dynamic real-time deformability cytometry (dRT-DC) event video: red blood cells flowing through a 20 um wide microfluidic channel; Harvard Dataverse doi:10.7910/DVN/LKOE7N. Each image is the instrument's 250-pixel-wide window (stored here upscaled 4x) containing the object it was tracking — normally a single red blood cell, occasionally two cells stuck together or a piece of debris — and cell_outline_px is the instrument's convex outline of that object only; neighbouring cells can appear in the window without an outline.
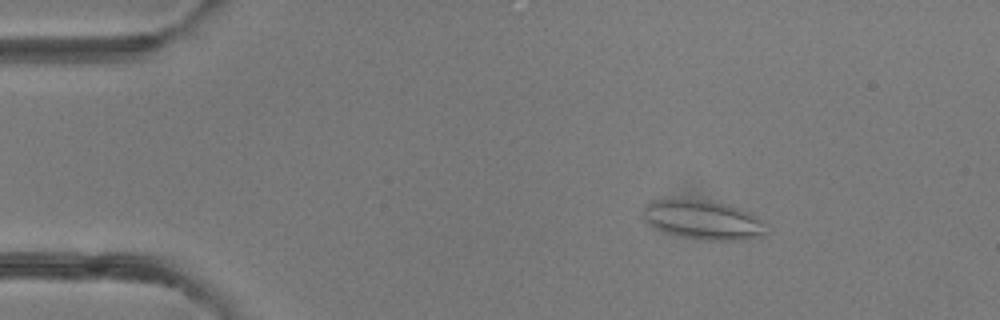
{"species": "common noctule bat (a hibernating species)", "species_latin": "Nyctalus noctula", "temperature_condition": "room temperature", "stored_images_in_passage": 48, "camera_frame_rate_fps": 3000, "um_per_image_px": 0.085, "animal": {"sex": "female"}, "frame": {"image": 1, "passage_image": 7, "time_ms": 2.0, "image_size_px": [1000, 320], "cell_outline_px": [[768, 232], [764, 236], [740, 240], [712, 240], [684, 236], [668, 232], [656, 228], [648, 224], [644, 216], [644, 208], [652, 200], [696, 200], [728, 204], [740, 208], [748, 212], [760, 220]], "centroid_in_image_um": [59.8, 18.7], "position_along_channel_um": 25.2, "area_um2": 27.28}}
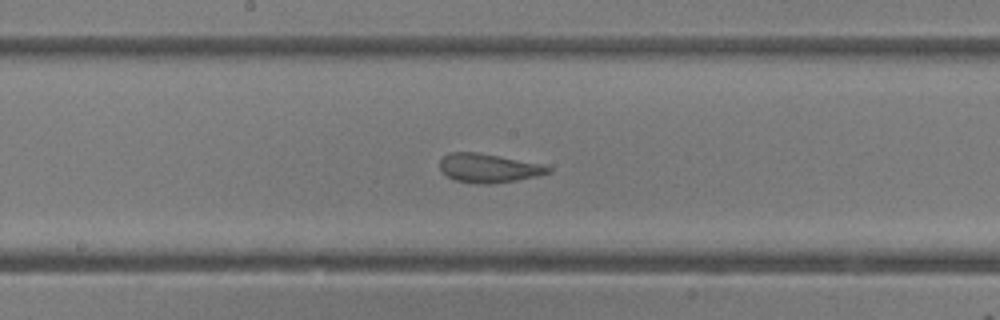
{"frame": {"image": 2, "passage_image": 25, "time_ms": 8.0, "image_size_px": [1000, 320], "cell_outline_px": [[552, 172], [536, 176], [516, 180], [492, 184], [476, 184], [456, 180], [448, 176], [440, 168], [440, 160], [444, 156], [452, 152], [476, 152], [544, 164], [552, 168]], "centroid_in_image_um": [41.56, 14.29], "position_along_channel_um": 206.6, "area_um2": 18.15}}
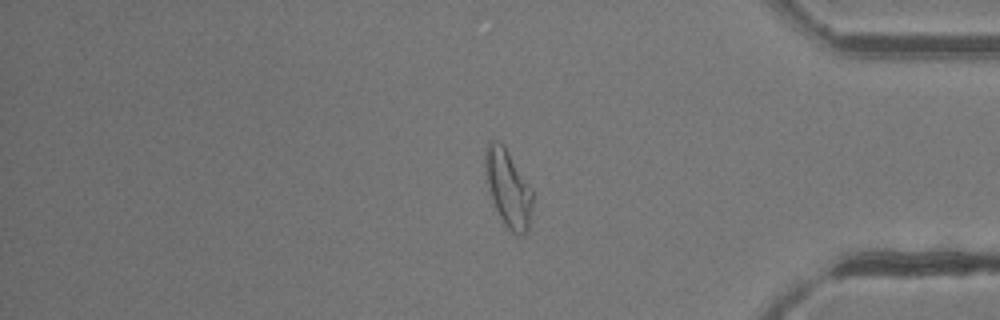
{"frame": {"image": 3, "passage_image": 40, "time_ms": 13.0, "image_size_px": [1000, 320], "cell_outline_px": [[532, 204], [528, 232], [524, 236], [520, 236], [512, 232], [504, 224], [492, 200], [488, 188], [484, 172], [484, 152], [488, 140], [496, 140], [504, 144], [532, 188]], "centroid_in_image_um": [43.17, 15.96], "position_along_channel_um": 392.0, "area_um2": 21.68}, "authors_computed_cell_mechanics": {"area_um2": 21.4727, "velocity_mm_per_s": 4.2143, "shape_relaxation_time_tau1_ms": null, "shape_relaxation_time_tau2_ms": 1.0427, "deformation_change_tau1": null, "deformation_change_tau2": 0.0878}}